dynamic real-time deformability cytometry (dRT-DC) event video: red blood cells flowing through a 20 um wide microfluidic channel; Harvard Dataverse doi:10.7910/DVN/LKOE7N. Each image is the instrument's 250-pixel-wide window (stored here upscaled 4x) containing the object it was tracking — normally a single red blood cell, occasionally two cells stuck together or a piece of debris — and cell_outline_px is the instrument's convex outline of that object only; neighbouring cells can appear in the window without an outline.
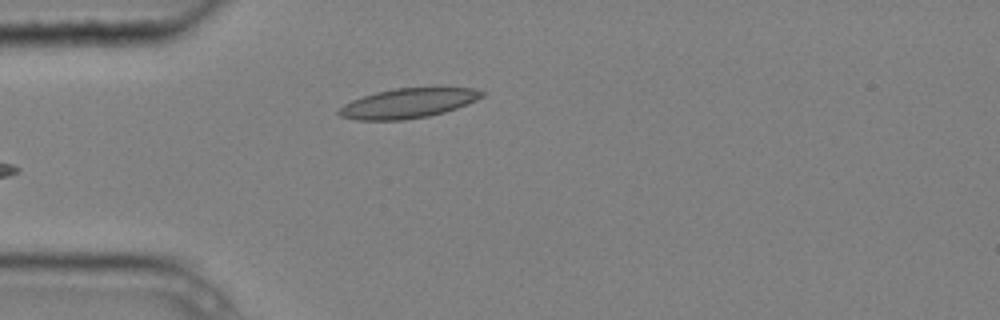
{"species": "common noctule bat (a hibernating species)", "species_latin": "Nyctalus noctula", "temperature_condition": "cold", "stored_images_in_passage": 6, "camera_frame_rate_fps": 3000, "um_per_image_px": 0.085, "animal": {"sex": "male", "body_mass_g": 20.4}, "frame": {"image": 1, "passage_image": 6, "time_ms": 1.667, "image_size_px": [1000, 320], "cell_outline_px": [[484, 96], [476, 100], [456, 108], [444, 112], [428, 116], [404, 120], [356, 120], [340, 116], [336, 112], [344, 104], [352, 100], [376, 92], [396, 88], [476, 88], [484, 92]], "centroid_in_image_um": [34.67, 8.78], "position_along_channel_um": 50.3, "area_um2": 24.57}}